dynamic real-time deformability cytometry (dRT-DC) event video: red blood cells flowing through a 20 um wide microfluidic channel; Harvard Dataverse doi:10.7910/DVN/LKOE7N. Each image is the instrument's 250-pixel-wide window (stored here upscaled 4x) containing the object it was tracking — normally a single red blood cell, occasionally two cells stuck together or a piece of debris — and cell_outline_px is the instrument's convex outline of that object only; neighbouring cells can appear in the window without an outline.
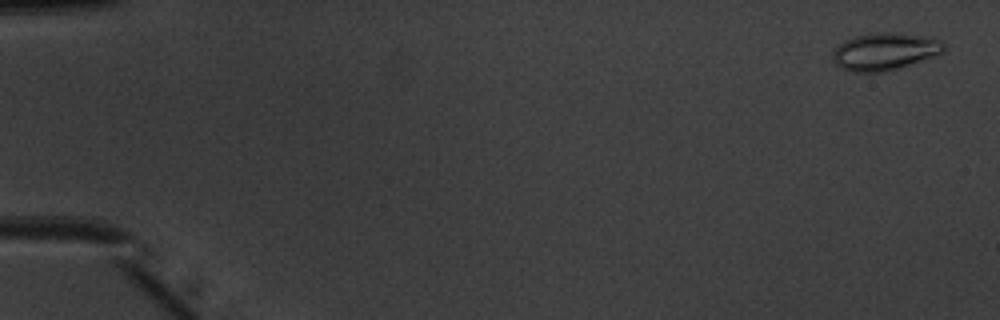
{"species": "common noctule bat (a hibernating species)", "species_latin": "Nyctalus noctula", "temperature_condition": "warm", "stored_images_in_passage": 51, "camera_frame_rate_fps": 3000, "um_per_image_px": 0.085, "animal": {"sex": "male", "body_mass_g": 20.1, "forearm_length_mm": 53.5}, "frame": {"image": 1, "passage_image": 2, "time_ms": 0.333, "image_size_px": [1000, 320], "cell_outline_px": [[948, 48], [932, 56], [900, 68], [884, 72], [852, 72], [840, 68], [832, 60], [832, 52], [844, 40], [856, 36], [876, 32], [896, 32], [940, 40]], "centroid_in_image_um": [75.15, 4.39], "position_along_channel_um": 9.9, "area_um2": 24.04}}
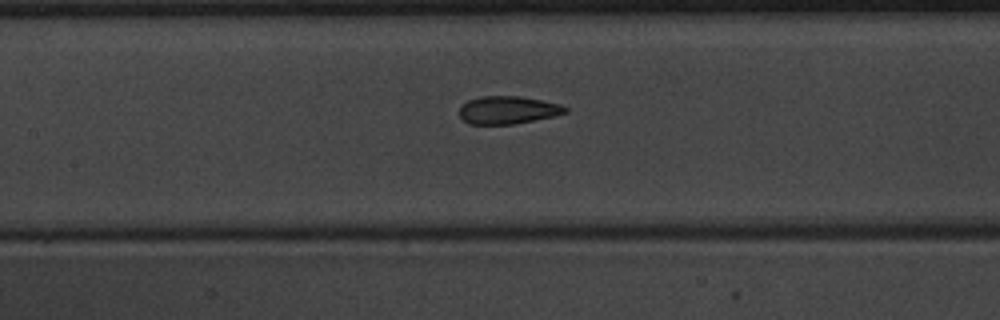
{"frame": {"image": 2, "passage_image": 25, "time_ms": 8.0, "image_size_px": [1000, 320], "cell_outline_px": [[568, 112], [552, 116], [512, 124], [468, 124], [460, 116], [460, 104], [468, 100], [480, 96], [520, 96], [560, 104], [568, 108]], "centroid_in_image_um": [43.13, 9.34], "position_along_channel_um": 164.3, "area_um2": 17.05}}
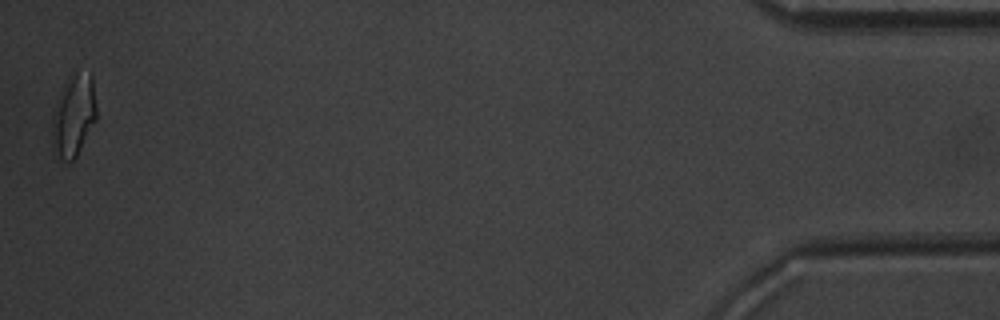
{"frame": {"image": 3, "passage_image": 51, "time_ms": 16.667, "image_size_px": [1000, 320], "cell_outline_px": [[96, 120], [76, 156], [72, 160], [60, 160], [52, 152], [52, 116], [56, 100], [72, 68], [92, 76], [96, 104]], "centroid_in_image_um": [6.23, 9.79], "position_along_channel_um": 429.0, "area_um2": 21.56}, "authors_computed_cell_mechanics": {"area_um2": 18.4382, "velocity_mm_per_s": 4.03, "shape_relaxation_time_tau1_ms": 5.7453, "shape_relaxation_time_tau2_ms": 1.0547, "deformation_change_tau1": 0.1802, "deformation_change_tau2": 0.0715}}